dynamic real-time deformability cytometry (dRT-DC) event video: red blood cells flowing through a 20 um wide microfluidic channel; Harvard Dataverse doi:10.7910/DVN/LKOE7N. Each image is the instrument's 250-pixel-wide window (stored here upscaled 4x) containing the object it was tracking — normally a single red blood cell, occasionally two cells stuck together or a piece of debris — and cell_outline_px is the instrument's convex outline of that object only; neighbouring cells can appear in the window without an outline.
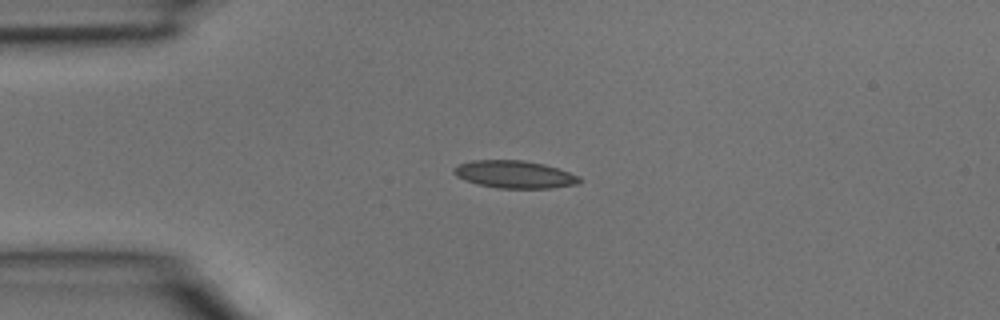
{"species": "common noctule bat (a hibernating species)", "species_latin": "Nyctalus noctula", "temperature_condition": "room temperature", "stored_images_in_passage": 2, "camera_frame_rate_fps": 3000, "um_per_image_px": 0.085, "animal": {"sex": "male", "body_mass_g": 15.6}, "frame": {"image": 1, "passage_image": 1, "time_ms": 0.0, "image_size_px": [1000, 320], "cell_outline_px": [[580, 184], [552, 188], [496, 188], [480, 184], [456, 176], [452, 172], [452, 168], [460, 164], [472, 160], [520, 160], [544, 164], [580, 176]], "centroid_in_image_um": [43.75, 14.82], "position_along_channel_um": 41.3, "area_um2": 20.0}}